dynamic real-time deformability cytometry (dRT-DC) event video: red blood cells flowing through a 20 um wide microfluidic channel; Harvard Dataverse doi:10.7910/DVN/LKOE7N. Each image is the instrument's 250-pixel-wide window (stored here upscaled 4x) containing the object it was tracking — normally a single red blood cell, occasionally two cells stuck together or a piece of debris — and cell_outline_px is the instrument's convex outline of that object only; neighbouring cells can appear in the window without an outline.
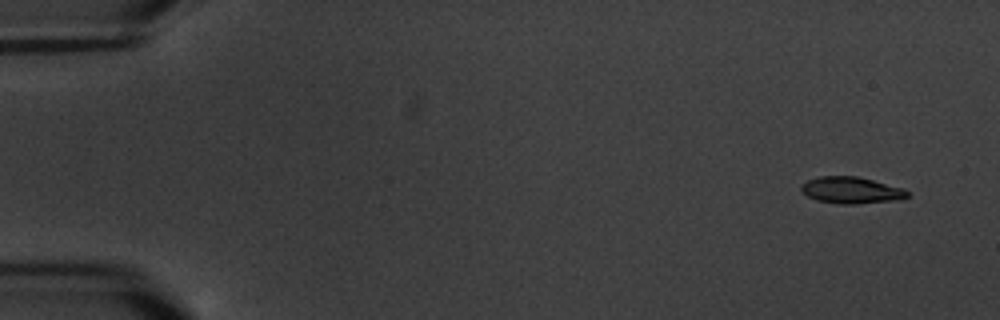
{"species": "common noctule bat (a hibernating species)", "species_latin": "Nyctalus noctula", "temperature_condition": "warm", "stored_images_in_passage": 5, "camera_frame_rate_fps": 3000, "um_per_image_px": 0.085, "animal": {"sex": "male", "body_mass_g": 20.1, "forearm_length_mm": 53.5}, "frame": {"image": 1, "passage_image": 1, "time_ms": 0.0, "image_size_px": [1000, 320], "cell_outline_px": [[908, 196], [904, 200], [856, 204], [840, 204], [816, 200], [808, 196], [800, 188], [800, 184], [808, 180], [820, 176], [856, 176], [904, 188], [908, 192]], "centroid_in_image_um": [72.39, 16.18], "position_along_channel_um": 12.6, "area_um2": 16.59}}
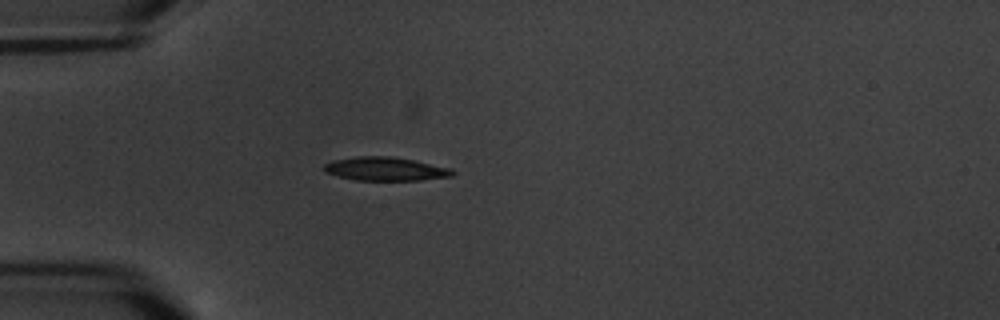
{"frame": {"image": 2, "passage_image": 5, "time_ms": 4.667, "image_size_px": [1000, 320], "cell_outline_px": [[456, 172], [452, 176], [420, 180], [356, 180], [324, 172], [324, 164], [332, 160], [356, 156], [392, 156], [452, 168]], "centroid_in_image_um": [32.76, 14.35], "position_along_channel_um": 52.2, "area_um2": 17.63}}